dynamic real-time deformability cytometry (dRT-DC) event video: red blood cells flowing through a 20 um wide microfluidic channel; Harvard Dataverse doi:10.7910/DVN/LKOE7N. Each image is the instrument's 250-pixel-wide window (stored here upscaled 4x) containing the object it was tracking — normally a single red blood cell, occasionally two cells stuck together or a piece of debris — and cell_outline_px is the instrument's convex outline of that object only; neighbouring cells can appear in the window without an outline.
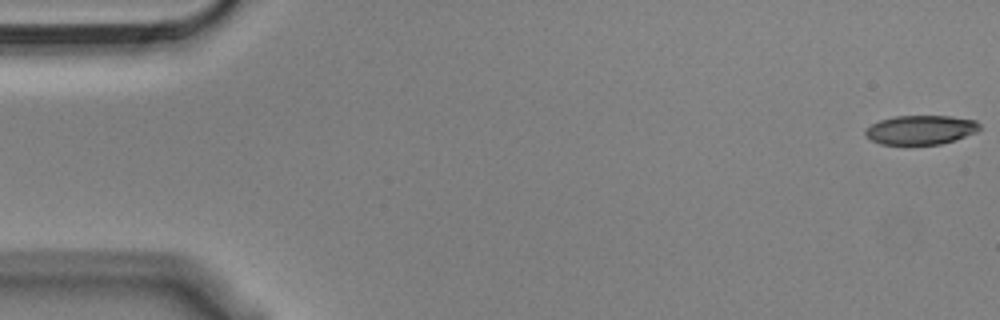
{"species": "Egyptian fruit bat (a non-hibernating species)", "species_latin": "Rousettus aegyptiacus", "temperature_condition": "cold", "stored_images_in_passage": 55, "camera_frame_rate_fps": 3000, "um_per_image_px": 0.085, "animal": {"sex": "male"}, "frame": {"image": 1, "passage_image": 1, "time_ms": 0.0, "image_size_px": [1000, 320], "cell_outline_px": [[980, 128], [976, 132], [956, 140], [940, 144], [880, 144], [864, 136], [864, 128], [880, 120], [896, 116], [952, 116], [976, 120], [980, 124]], "centroid_in_image_um": [78.25, 11.03], "position_along_channel_um": 6.7, "area_um2": 19.54}}
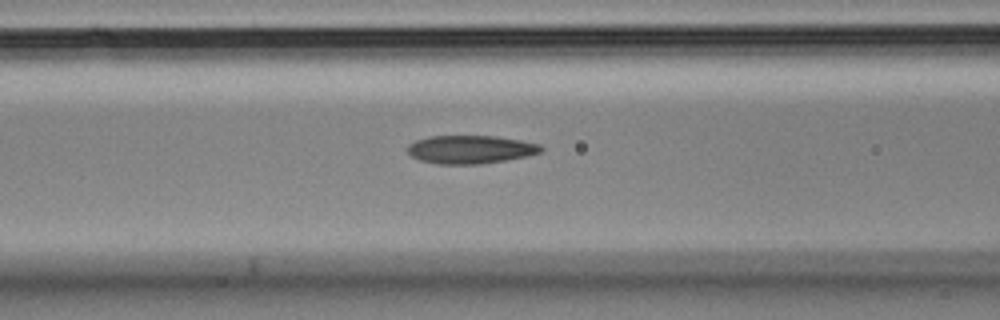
{"frame": {"image": 2, "passage_image": 22, "time_ms": 7.0, "image_size_px": [1000, 320], "cell_outline_px": [[544, 148], [540, 152], [528, 156], [480, 164], [436, 164], [420, 160], [412, 156], [408, 152], [408, 144], [416, 140], [428, 136], [496, 136], [520, 140], [540, 144]], "centroid_in_image_um": [39.98, 12.7], "position_along_channel_um": 126.6, "area_um2": 21.96}}
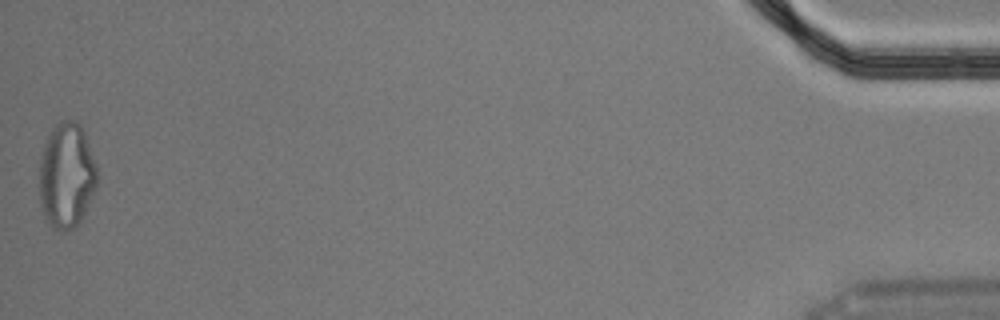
{"frame": {"image": 3, "passage_image": 55, "time_ms": 18.0, "image_size_px": [1000, 320], "cell_outline_px": [[96, 184], [80, 224], [64, 232], [60, 232], [52, 228], [44, 220], [40, 204], [40, 156], [44, 144], [52, 128], [60, 120], [80, 120], [96, 164]], "centroid_in_image_um": [5.64, 14.93], "position_along_channel_um": 429.6, "area_um2": 35.89}, "authors_computed_cell_mechanics": {"area_um2": 21.9062, "velocity_mm_per_s": 3.63, "shape_relaxation_time_tau1_ms": 9.7293, "shape_relaxation_time_tau2_ms": 2.8925, "deformation_change_tau1": 0.2511, "deformation_change_tau2": 0.1263}}